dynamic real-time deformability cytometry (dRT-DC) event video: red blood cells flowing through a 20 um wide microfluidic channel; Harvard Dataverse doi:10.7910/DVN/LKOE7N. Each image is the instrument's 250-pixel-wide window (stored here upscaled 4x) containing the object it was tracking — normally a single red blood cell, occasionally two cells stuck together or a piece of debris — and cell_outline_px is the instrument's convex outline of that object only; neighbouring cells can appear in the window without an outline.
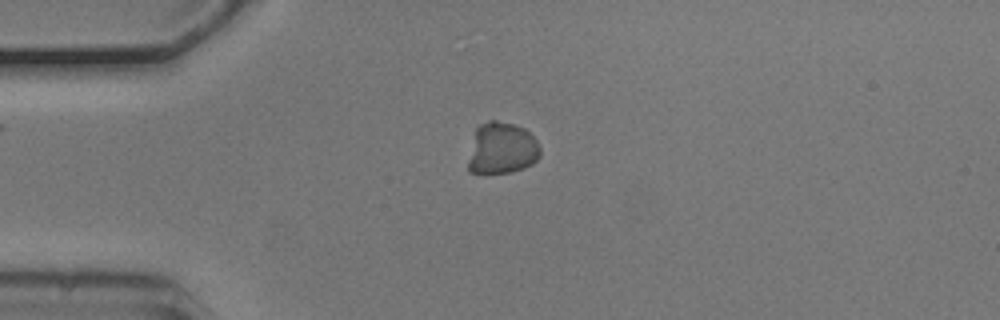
{"species": "common noctule bat (a hibernating species)", "species_latin": "Nyctalus noctula", "temperature_condition": "cold", "stored_images_in_passage": 32, "camera_frame_rate_fps": 3000, "um_per_image_px": 0.085, "animal": {"sex": "male", "body_mass_g": 20.5, "forearm_length_mm": 52.5}, "frame": {"image": 1, "passage_image": 1, "time_ms": 0.0, "image_size_px": [1000, 320], "cell_outline_px": [[540, 156], [532, 164], [524, 168], [512, 172], [468, 172], [468, 160], [476, 128], [480, 124], [488, 120], [496, 120], [512, 124], [524, 128], [536, 140], [540, 148]], "centroid_in_image_um": [42.66, 12.6], "position_along_channel_um": 42.3, "area_um2": 21.5}}
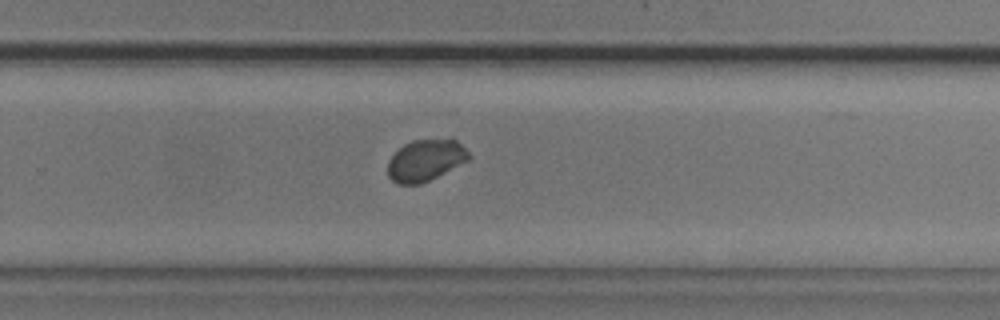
{"frame": {"image": 2, "passage_image": 23, "time_ms": 7.333, "image_size_px": [1000, 320], "cell_outline_px": [[472, 156], [468, 160], [420, 184], [400, 184], [392, 180], [388, 176], [388, 160], [404, 144], [412, 140], [452, 136]], "centroid_in_image_um": [36.18, 13.57], "position_along_channel_um": 293.6, "area_um2": 19.71}}
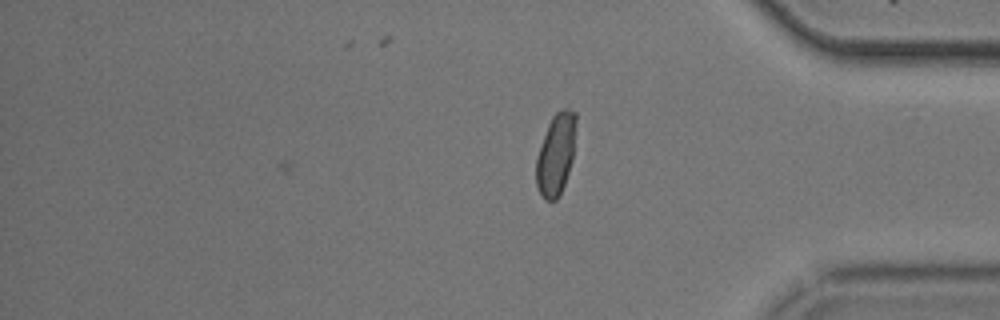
{"frame": {"image": 3, "passage_image": 32, "time_ms": 10.333, "image_size_px": [1000, 320], "cell_outline_px": [[576, 120], [572, 160], [564, 184], [556, 200], [544, 200], [536, 184], [536, 156], [548, 124], [552, 116], [560, 108], [568, 108], [576, 112]], "centroid_in_image_um": [47.24, 13.07], "position_along_channel_um": 388.0, "area_um2": 18.84}, "authors_computed_cell_mechanics": {"area_um2": 20.0566, "velocity_mm_per_s": 3.6981, "shape_relaxation_time_tau1_ms": 2.914, "shape_relaxation_time_tau2_ms": null, "deformation_change_tau1": 0.0735, "deformation_change_tau2": null}}